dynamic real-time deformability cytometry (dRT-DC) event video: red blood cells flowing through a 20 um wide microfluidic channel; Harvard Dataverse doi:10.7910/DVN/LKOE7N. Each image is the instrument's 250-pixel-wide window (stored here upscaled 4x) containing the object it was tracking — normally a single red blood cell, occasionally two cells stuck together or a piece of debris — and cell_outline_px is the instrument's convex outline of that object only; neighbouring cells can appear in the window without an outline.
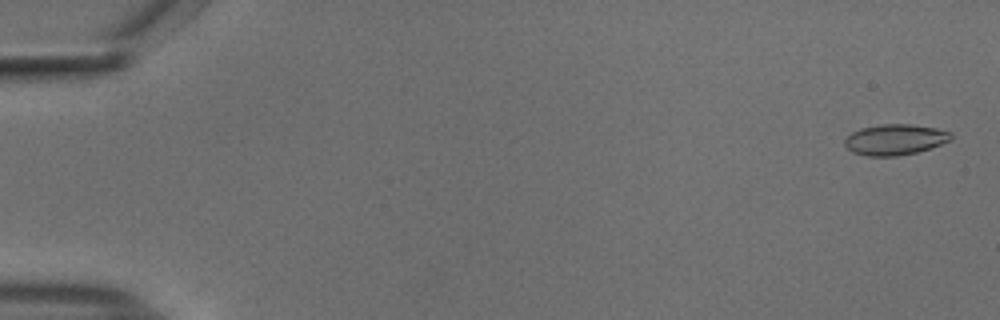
{"species": "common noctule bat (a hibernating species)", "species_latin": "Nyctalus noctula", "temperature_condition": "cold", "stored_images_in_passage": 54, "camera_frame_rate_fps": 3000, "um_per_image_px": 0.085, "animal": {"sex": "male", "body_mass_g": 18.8}, "frame": {"image": 1, "passage_image": 1, "time_ms": 0.0, "image_size_px": [1000, 320], "cell_outline_px": [[952, 140], [916, 152], [896, 156], [868, 156], [852, 152], [844, 144], [844, 140], [852, 132], [860, 128], [880, 124], [908, 124], [936, 128], [952, 132]], "centroid_in_image_um": [76.07, 11.86], "position_along_channel_um": 8.9, "area_um2": 18.96}}
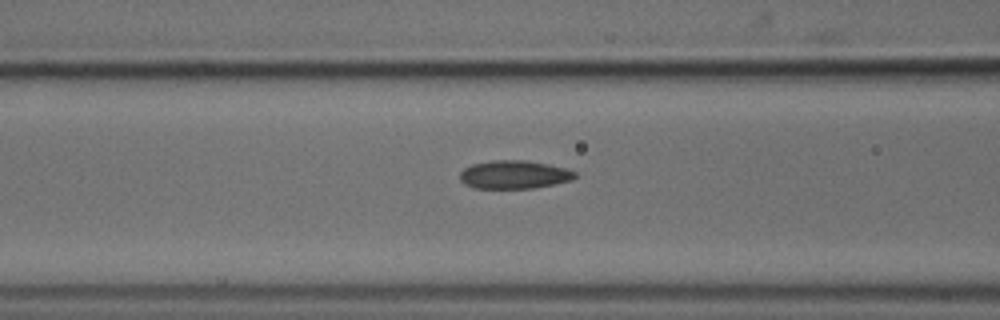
{"frame": {"image": 2, "passage_image": 22, "time_ms": 7.0, "image_size_px": [1000, 320], "cell_outline_px": [[580, 176], [572, 180], [556, 184], [532, 188], [476, 188], [464, 184], [460, 180], [460, 172], [464, 168], [472, 164], [492, 160], [524, 160], [548, 164], [568, 168], [576, 172]], "centroid_in_image_um": [43.75, 14.84], "position_along_channel_um": 122.9, "area_um2": 19.19}}
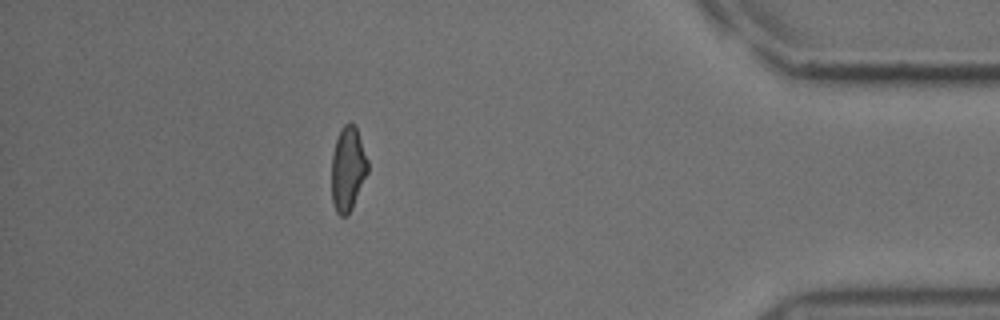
{"frame": {"image": 3, "passage_image": 48, "time_ms": 15.667, "image_size_px": [1000, 320], "cell_outline_px": [[368, 172], [352, 208], [348, 216], [340, 216], [336, 212], [332, 200], [332, 152], [336, 140], [344, 124], [352, 124], [356, 128], [368, 160]], "centroid_in_image_um": [29.56, 14.4], "position_along_channel_um": 405.6, "area_um2": 17.57}, "authors_computed_cell_mechanics": {"area_um2": 18.8428, "velocity_mm_per_s": 3.7254, "shape_relaxation_time_tau1_ms": 8.5883, "shape_relaxation_time_tau2_ms": 2.4294, "deformation_change_tau1": 0.1772, "deformation_change_tau2": 0.0616}}